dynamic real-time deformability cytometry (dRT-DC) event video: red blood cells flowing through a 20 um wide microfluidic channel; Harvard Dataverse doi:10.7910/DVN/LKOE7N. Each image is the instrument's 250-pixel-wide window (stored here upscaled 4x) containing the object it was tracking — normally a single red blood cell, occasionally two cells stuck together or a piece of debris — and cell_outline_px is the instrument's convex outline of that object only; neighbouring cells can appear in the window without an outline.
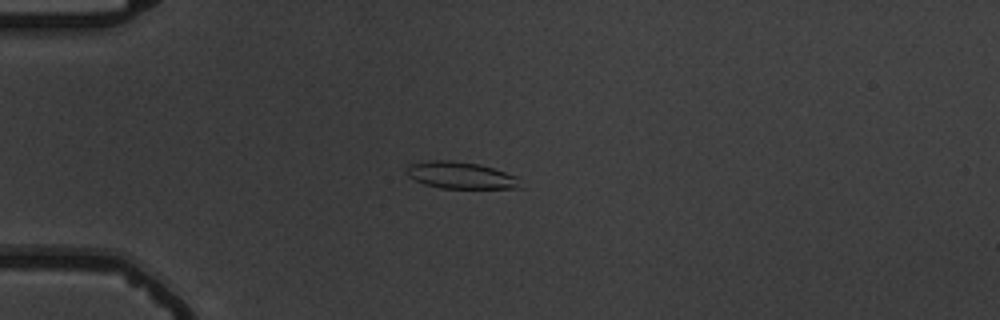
{"species": "common noctule bat (a hibernating species)", "species_latin": "Nyctalus noctula", "temperature_condition": "warm", "stored_images_in_passage": 8, "camera_frame_rate_fps": 3000, "um_per_image_px": 0.085, "animal": {"sex": "male", "body_mass_g": 19.5, "forearm_length_mm": 54.6}, "frame": {"image": 1, "passage_image": 5, "time_ms": 4.667, "image_size_px": [1000, 320], "cell_outline_px": [[524, 188], [440, 188], [424, 184], [408, 176], [408, 164], [428, 160], [452, 160], [480, 164], [516, 176]], "centroid_in_image_um": [39.17, 14.9], "position_along_channel_um": 45.8, "area_um2": 17.74}}
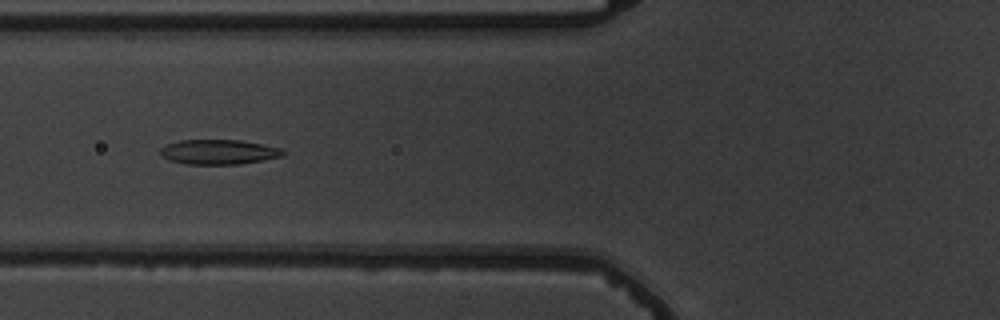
{"frame": {"image": 2, "passage_image": 7, "time_ms": 7.0, "image_size_px": [1000, 320], "cell_outline_px": [[284, 156], [240, 164], [188, 164], [168, 160], [160, 156], [160, 148], [168, 144], [180, 140], [240, 140], [280, 148], [284, 152]], "centroid_in_image_um": [18.55, 12.92], "position_along_channel_um": 107.2, "area_um2": 17.63}}
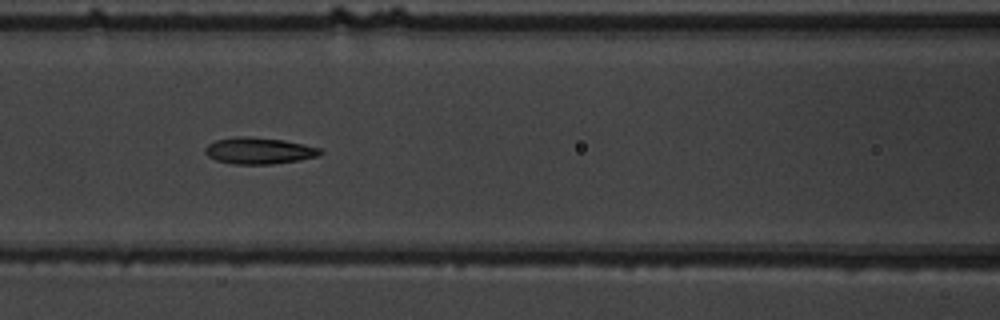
{"frame": {"image": 3, "passage_image": 8, "time_ms": 8.0, "image_size_px": [1000, 320], "cell_outline_px": [[324, 152], [320, 156], [300, 160], [272, 164], [232, 164], [216, 160], [208, 156], [204, 152], [204, 148], [208, 144], [216, 140], [236, 136], [244, 136], [284, 140], [320, 148]], "centroid_in_image_um": [22.01, 12.82], "position_along_channel_um": 144.6, "area_um2": 17.86}}